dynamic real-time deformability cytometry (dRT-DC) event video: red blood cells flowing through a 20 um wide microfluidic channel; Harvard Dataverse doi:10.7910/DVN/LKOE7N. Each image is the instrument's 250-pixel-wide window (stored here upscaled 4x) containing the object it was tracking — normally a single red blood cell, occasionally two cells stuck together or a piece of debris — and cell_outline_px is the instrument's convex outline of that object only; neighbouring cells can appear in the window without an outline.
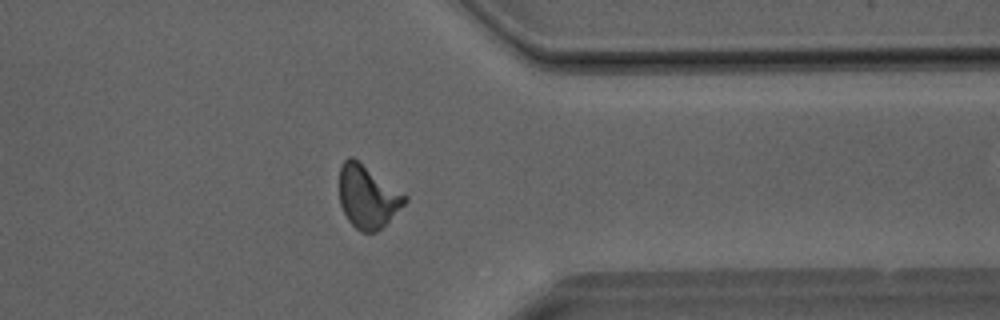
{"species": "Egyptian fruit bat (a non-hibernating species)", "species_latin": "Rousettus aegyptiacus", "temperature_condition": "room temperature", "stored_images_in_passage": 34, "camera_frame_rate_fps": 3000, "um_per_image_px": 0.085, "animal": {"sex": "male"}, "frame": {"image": 1, "passage_image": 25, "time_ms": 8.0, "image_size_px": [1000, 320], "cell_outline_px": [[408, 200], [376, 232], [360, 232], [348, 220], [340, 204], [340, 164], [348, 156], [352, 156], [408, 196]], "centroid_in_image_um": [31.23, 16.7], "position_along_channel_um": 380.2, "area_um2": 23.64}}
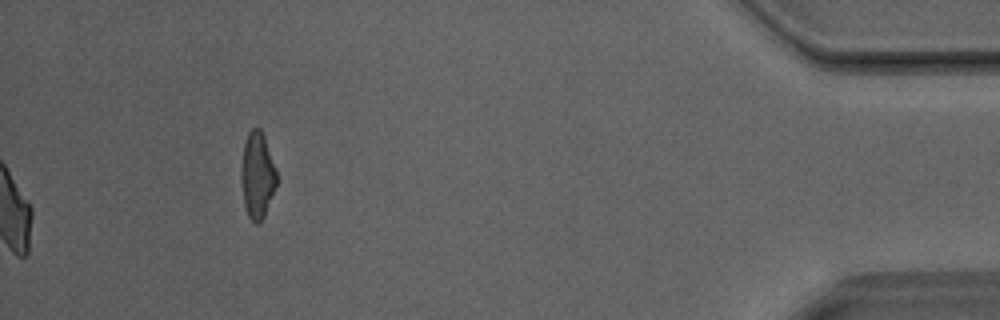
{"frame": {"image": 2, "passage_image": 34, "time_ms": 11.0, "image_size_px": [1000, 320], "cell_outline_px": [[276, 184], [264, 216], [260, 224], [256, 224], [248, 216], [244, 204], [240, 180], [240, 168], [244, 140], [248, 132], [252, 128], [260, 128], [264, 136], [276, 168]], "centroid_in_image_um": [21.84, 14.88], "position_along_channel_um": 413.4, "area_um2": 17.98}}